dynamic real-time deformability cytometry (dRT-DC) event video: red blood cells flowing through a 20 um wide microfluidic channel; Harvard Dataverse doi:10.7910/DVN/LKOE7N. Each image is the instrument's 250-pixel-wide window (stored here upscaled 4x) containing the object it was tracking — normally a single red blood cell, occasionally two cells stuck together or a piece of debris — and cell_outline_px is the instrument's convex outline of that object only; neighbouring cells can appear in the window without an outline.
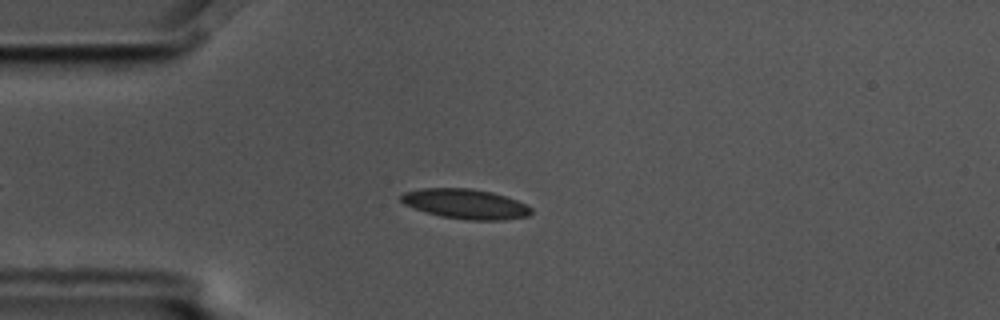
{"species": "common noctule bat (a hibernating species)", "species_latin": "Nyctalus noctula", "temperature_condition": "cold", "stored_images_in_passage": 6, "camera_frame_rate_fps": 3000, "um_per_image_px": 0.085, "animal": {"sex": "male", "body_mass_g": 17.5, "forearm_length_mm": 52.3}, "frame": {"image": 1, "passage_image": 3, "time_ms": 0.667, "image_size_px": [1000, 320], "cell_outline_px": [[532, 212], [528, 216], [504, 220], [468, 220], [440, 216], [404, 204], [400, 200], [400, 196], [404, 192], [424, 188], [468, 188], [492, 192], [516, 200], [532, 208]], "centroid_in_image_um": [39.58, 17.33], "position_along_channel_um": 45.4, "area_um2": 22.43}}
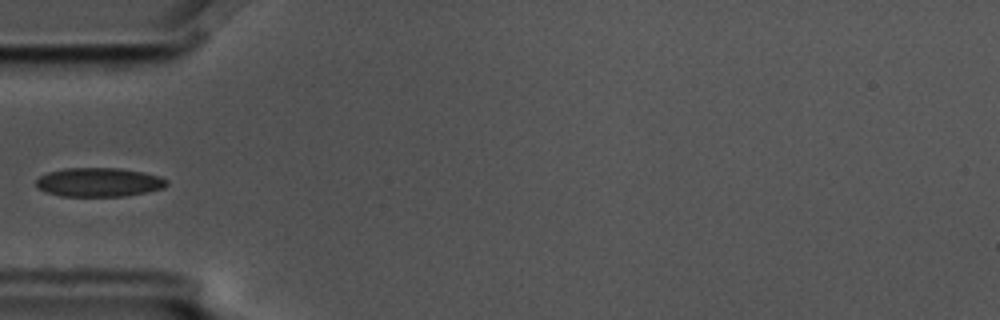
{"frame": {"image": 2, "passage_image": 4, "time_ms": 1.0, "image_size_px": [1000, 320], "cell_outline_px": [[168, 184], [164, 188], [124, 196], [60, 196], [44, 192], [36, 184], [36, 180], [40, 176], [48, 172], [64, 168], [120, 168], [144, 172], [160, 176], [168, 180]], "centroid_in_image_um": [8.41, 15.48], "position_along_channel_um": 76.6, "area_um2": 22.08}}